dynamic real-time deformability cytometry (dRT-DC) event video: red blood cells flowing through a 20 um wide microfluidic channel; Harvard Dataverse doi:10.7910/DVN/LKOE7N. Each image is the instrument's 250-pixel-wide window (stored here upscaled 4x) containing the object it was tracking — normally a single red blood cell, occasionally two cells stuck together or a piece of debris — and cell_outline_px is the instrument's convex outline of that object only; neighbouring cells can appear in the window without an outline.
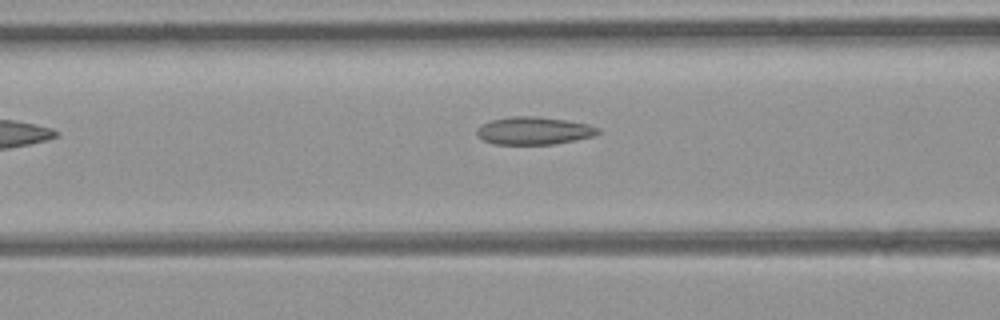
{"species": "common noctule bat (a hibernating species)", "species_latin": "Nyctalus noctula", "temperature_condition": "room temperature", "stored_images_in_passage": 5, "camera_frame_rate_fps": 3000, "um_per_image_px": 0.085, "animal": {"sex": "female", "body_mass_g": 21.9}, "frame": {"image": 1, "passage_image": 5, "time_ms": 1.333, "image_size_px": [1000, 320], "cell_outline_px": [[600, 132], [592, 136], [552, 144], [496, 144], [484, 140], [476, 136], [476, 128], [492, 120], [512, 116], [540, 116], [588, 124], [600, 128]], "centroid_in_image_um": [45.36, 11.1], "position_along_channel_um": 121.2, "area_um2": 19.36}}